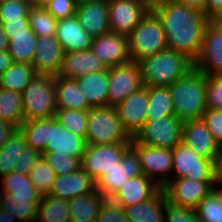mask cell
I'll return each instance as SVG.
<instances>
[{
  "mask_svg": "<svg viewBox=\"0 0 222 222\" xmlns=\"http://www.w3.org/2000/svg\"><path fill=\"white\" fill-rule=\"evenodd\" d=\"M152 10L162 21L168 48L194 61L211 19L204 12L176 0H152Z\"/></svg>",
  "mask_w": 222,
  "mask_h": 222,
  "instance_id": "6da1fadb",
  "label": "cell"
},
{
  "mask_svg": "<svg viewBox=\"0 0 222 222\" xmlns=\"http://www.w3.org/2000/svg\"><path fill=\"white\" fill-rule=\"evenodd\" d=\"M138 64L143 85L147 87L171 86L194 68L192 59L171 48L148 56Z\"/></svg>",
  "mask_w": 222,
  "mask_h": 222,
  "instance_id": "7a4b0ae2",
  "label": "cell"
},
{
  "mask_svg": "<svg viewBox=\"0 0 222 222\" xmlns=\"http://www.w3.org/2000/svg\"><path fill=\"white\" fill-rule=\"evenodd\" d=\"M208 77L193 68L188 74L169 86L175 116L184 123L202 118L206 107Z\"/></svg>",
  "mask_w": 222,
  "mask_h": 222,
  "instance_id": "3957f363",
  "label": "cell"
},
{
  "mask_svg": "<svg viewBox=\"0 0 222 222\" xmlns=\"http://www.w3.org/2000/svg\"><path fill=\"white\" fill-rule=\"evenodd\" d=\"M128 44L136 63L168 48L162 21L152 9L128 35Z\"/></svg>",
  "mask_w": 222,
  "mask_h": 222,
  "instance_id": "277c9868",
  "label": "cell"
},
{
  "mask_svg": "<svg viewBox=\"0 0 222 222\" xmlns=\"http://www.w3.org/2000/svg\"><path fill=\"white\" fill-rule=\"evenodd\" d=\"M21 96L24 121L55 116L56 90L53 75L36 74Z\"/></svg>",
  "mask_w": 222,
  "mask_h": 222,
  "instance_id": "5b68a950",
  "label": "cell"
},
{
  "mask_svg": "<svg viewBox=\"0 0 222 222\" xmlns=\"http://www.w3.org/2000/svg\"><path fill=\"white\" fill-rule=\"evenodd\" d=\"M87 145L131 142L132 138L123 130L115 106L93 107L88 110L86 133Z\"/></svg>",
  "mask_w": 222,
  "mask_h": 222,
  "instance_id": "8992f818",
  "label": "cell"
},
{
  "mask_svg": "<svg viewBox=\"0 0 222 222\" xmlns=\"http://www.w3.org/2000/svg\"><path fill=\"white\" fill-rule=\"evenodd\" d=\"M43 154L29 147L26 139L18 128L0 147V177L12 171L29 175L30 170Z\"/></svg>",
  "mask_w": 222,
  "mask_h": 222,
  "instance_id": "52a82bcc",
  "label": "cell"
},
{
  "mask_svg": "<svg viewBox=\"0 0 222 222\" xmlns=\"http://www.w3.org/2000/svg\"><path fill=\"white\" fill-rule=\"evenodd\" d=\"M172 161L171 178L214 181L217 165L212 160L197 155L183 142L172 149Z\"/></svg>",
  "mask_w": 222,
  "mask_h": 222,
  "instance_id": "ba28073f",
  "label": "cell"
},
{
  "mask_svg": "<svg viewBox=\"0 0 222 222\" xmlns=\"http://www.w3.org/2000/svg\"><path fill=\"white\" fill-rule=\"evenodd\" d=\"M131 147L138 155L142 174L162 189L171 180L172 149L146 146L137 143L133 138Z\"/></svg>",
  "mask_w": 222,
  "mask_h": 222,
  "instance_id": "9c48e42d",
  "label": "cell"
},
{
  "mask_svg": "<svg viewBox=\"0 0 222 222\" xmlns=\"http://www.w3.org/2000/svg\"><path fill=\"white\" fill-rule=\"evenodd\" d=\"M182 134L183 122L175 115H170L154 121L146 120L133 139L146 146L173 149L182 142Z\"/></svg>",
  "mask_w": 222,
  "mask_h": 222,
  "instance_id": "30bf717a",
  "label": "cell"
},
{
  "mask_svg": "<svg viewBox=\"0 0 222 222\" xmlns=\"http://www.w3.org/2000/svg\"><path fill=\"white\" fill-rule=\"evenodd\" d=\"M130 146L131 142L87 145L81 159V167L96 183L119 164L121 157Z\"/></svg>",
  "mask_w": 222,
  "mask_h": 222,
  "instance_id": "8fae6325",
  "label": "cell"
},
{
  "mask_svg": "<svg viewBox=\"0 0 222 222\" xmlns=\"http://www.w3.org/2000/svg\"><path fill=\"white\" fill-rule=\"evenodd\" d=\"M110 32L128 36L152 9V0H108Z\"/></svg>",
  "mask_w": 222,
  "mask_h": 222,
  "instance_id": "7c38bea8",
  "label": "cell"
},
{
  "mask_svg": "<svg viewBox=\"0 0 222 222\" xmlns=\"http://www.w3.org/2000/svg\"><path fill=\"white\" fill-rule=\"evenodd\" d=\"M194 68L206 75L222 73V20L207 24Z\"/></svg>",
  "mask_w": 222,
  "mask_h": 222,
  "instance_id": "4fadbf2b",
  "label": "cell"
},
{
  "mask_svg": "<svg viewBox=\"0 0 222 222\" xmlns=\"http://www.w3.org/2000/svg\"><path fill=\"white\" fill-rule=\"evenodd\" d=\"M142 86L141 70L135 61L109 67L108 105L116 106Z\"/></svg>",
  "mask_w": 222,
  "mask_h": 222,
  "instance_id": "5bb4252c",
  "label": "cell"
},
{
  "mask_svg": "<svg viewBox=\"0 0 222 222\" xmlns=\"http://www.w3.org/2000/svg\"><path fill=\"white\" fill-rule=\"evenodd\" d=\"M142 175L139 158L136 151L130 146L119 164L107 172L96 182V190L105 198H111L129 178Z\"/></svg>",
  "mask_w": 222,
  "mask_h": 222,
  "instance_id": "9a60e30c",
  "label": "cell"
},
{
  "mask_svg": "<svg viewBox=\"0 0 222 222\" xmlns=\"http://www.w3.org/2000/svg\"><path fill=\"white\" fill-rule=\"evenodd\" d=\"M213 182L171 178L162 189L170 204L195 209L200 200L213 189Z\"/></svg>",
  "mask_w": 222,
  "mask_h": 222,
  "instance_id": "2e32d148",
  "label": "cell"
},
{
  "mask_svg": "<svg viewBox=\"0 0 222 222\" xmlns=\"http://www.w3.org/2000/svg\"><path fill=\"white\" fill-rule=\"evenodd\" d=\"M149 101V87L142 86L115 106L123 130L134 138L145 124Z\"/></svg>",
  "mask_w": 222,
  "mask_h": 222,
  "instance_id": "e0dca14e",
  "label": "cell"
},
{
  "mask_svg": "<svg viewBox=\"0 0 222 222\" xmlns=\"http://www.w3.org/2000/svg\"><path fill=\"white\" fill-rule=\"evenodd\" d=\"M86 147L85 138L66 130L55 116L48 118V143L42 154H66L81 160Z\"/></svg>",
  "mask_w": 222,
  "mask_h": 222,
  "instance_id": "ac0fdd59",
  "label": "cell"
},
{
  "mask_svg": "<svg viewBox=\"0 0 222 222\" xmlns=\"http://www.w3.org/2000/svg\"><path fill=\"white\" fill-rule=\"evenodd\" d=\"M91 51L107 68L131 61L128 36L108 32L93 38Z\"/></svg>",
  "mask_w": 222,
  "mask_h": 222,
  "instance_id": "d6986e66",
  "label": "cell"
},
{
  "mask_svg": "<svg viewBox=\"0 0 222 222\" xmlns=\"http://www.w3.org/2000/svg\"><path fill=\"white\" fill-rule=\"evenodd\" d=\"M182 142L197 155L210 159L217 165L220 145L212 137L202 118L183 123Z\"/></svg>",
  "mask_w": 222,
  "mask_h": 222,
  "instance_id": "ffe728a7",
  "label": "cell"
},
{
  "mask_svg": "<svg viewBox=\"0 0 222 222\" xmlns=\"http://www.w3.org/2000/svg\"><path fill=\"white\" fill-rule=\"evenodd\" d=\"M31 65L36 74L57 76L64 51L56 36L37 37Z\"/></svg>",
  "mask_w": 222,
  "mask_h": 222,
  "instance_id": "44dd1931",
  "label": "cell"
},
{
  "mask_svg": "<svg viewBox=\"0 0 222 222\" xmlns=\"http://www.w3.org/2000/svg\"><path fill=\"white\" fill-rule=\"evenodd\" d=\"M81 26L94 38L110 32L108 0L77 5L75 14Z\"/></svg>",
  "mask_w": 222,
  "mask_h": 222,
  "instance_id": "7402d4cb",
  "label": "cell"
},
{
  "mask_svg": "<svg viewBox=\"0 0 222 222\" xmlns=\"http://www.w3.org/2000/svg\"><path fill=\"white\" fill-rule=\"evenodd\" d=\"M95 190V181L80 167L73 173L56 176L49 195L69 200Z\"/></svg>",
  "mask_w": 222,
  "mask_h": 222,
  "instance_id": "603a6c76",
  "label": "cell"
},
{
  "mask_svg": "<svg viewBox=\"0 0 222 222\" xmlns=\"http://www.w3.org/2000/svg\"><path fill=\"white\" fill-rule=\"evenodd\" d=\"M106 69L107 67L102 60L89 49L64 53L57 75L77 79L86 74L96 73Z\"/></svg>",
  "mask_w": 222,
  "mask_h": 222,
  "instance_id": "cb8c5ba5",
  "label": "cell"
},
{
  "mask_svg": "<svg viewBox=\"0 0 222 222\" xmlns=\"http://www.w3.org/2000/svg\"><path fill=\"white\" fill-rule=\"evenodd\" d=\"M55 36L64 53L89 50L93 41V37L81 26L76 15L58 20Z\"/></svg>",
  "mask_w": 222,
  "mask_h": 222,
  "instance_id": "d4e9b609",
  "label": "cell"
},
{
  "mask_svg": "<svg viewBox=\"0 0 222 222\" xmlns=\"http://www.w3.org/2000/svg\"><path fill=\"white\" fill-rule=\"evenodd\" d=\"M159 189V186L142 174L129 178L110 199L125 208L149 200Z\"/></svg>",
  "mask_w": 222,
  "mask_h": 222,
  "instance_id": "484cf974",
  "label": "cell"
},
{
  "mask_svg": "<svg viewBox=\"0 0 222 222\" xmlns=\"http://www.w3.org/2000/svg\"><path fill=\"white\" fill-rule=\"evenodd\" d=\"M76 81L91 108L108 106L109 68L78 77Z\"/></svg>",
  "mask_w": 222,
  "mask_h": 222,
  "instance_id": "4316f807",
  "label": "cell"
},
{
  "mask_svg": "<svg viewBox=\"0 0 222 222\" xmlns=\"http://www.w3.org/2000/svg\"><path fill=\"white\" fill-rule=\"evenodd\" d=\"M168 200L163 189H159L149 200L125 207L128 222H163Z\"/></svg>",
  "mask_w": 222,
  "mask_h": 222,
  "instance_id": "83f0119b",
  "label": "cell"
},
{
  "mask_svg": "<svg viewBox=\"0 0 222 222\" xmlns=\"http://www.w3.org/2000/svg\"><path fill=\"white\" fill-rule=\"evenodd\" d=\"M56 109L89 110L86 98L81 93L76 79L54 76Z\"/></svg>",
  "mask_w": 222,
  "mask_h": 222,
  "instance_id": "f1b7e54d",
  "label": "cell"
},
{
  "mask_svg": "<svg viewBox=\"0 0 222 222\" xmlns=\"http://www.w3.org/2000/svg\"><path fill=\"white\" fill-rule=\"evenodd\" d=\"M106 199L97 190L69 199L70 222H96Z\"/></svg>",
  "mask_w": 222,
  "mask_h": 222,
  "instance_id": "f546056e",
  "label": "cell"
},
{
  "mask_svg": "<svg viewBox=\"0 0 222 222\" xmlns=\"http://www.w3.org/2000/svg\"><path fill=\"white\" fill-rule=\"evenodd\" d=\"M0 180V193H8L15 197L29 198L32 202H40L42 195L31 183L29 175H24L18 171H12Z\"/></svg>",
  "mask_w": 222,
  "mask_h": 222,
  "instance_id": "4dcf8cb0",
  "label": "cell"
},
{
  "mask_svg": "<svg viewBox=\"0 0 222 222\" xmlns=\"http://www.w3.org/2000/svg\"><path fill=\"white\" fill-rule=\"evenodd\" d=\"M37 36L31 30L25 33L9 34L8 53L13 62L31 64L36 51Z\"/></svg>",
  "mask_w": 222,
  "mask_h": 222,
  "instance_id": "1f68e13d",
  "label": "cell"
},
{
  "mask_svg": "<svg viewBox=\"0 0 222 222\" xmlns=\"http://www.w3.org/2000/svg\"><path fill=\"white\" fill-rule=\"evenodd\" d=\"M35 75L31 64L13 62L0 76V88L21 94Z\"/></svg>",
  "mask_w": 222,
  "mask_h": 222,
  "instance_id": "d6a6232c",
  "label": "cell"
},
{
  "mask_svg": "<svg viewBox=\"0 0 222 222\" xmlns=\"http://www.w3.org/2000/svg\"><path fill=\"white\" fill-rule=\"evenodd\" d=\"M40 202H32L29 198L15 197L8 193H0V208L7 211L19 222H34L37 206Z\"/></svg>",
  "mask_w": 222,
  "mask_h": 222,
  "instance_id": "836d02e7",
  "label": "cell"
},
{
  "mask_svg": "<svg viewBox=\"0 0 222 222\" xmlns=\"http://www.w3.org/2000/svg\"><path fill=\"white\" fill-rule=\"evenodd\" d=\"M170 115H175V112L169 86L149 87L147 120L154 121Z\"/></svg>",
  "mask_w": 222,
  "mask_h": 222,
  "instance_id": "e575fe53",
  "label": "cell"
},
{
  "mask_svg": "<svg viewBox=\"0 0 222 222\" xmlns=\"http://www.w3.org/2000/svg\"><path fill=\"white\" fill-rule=\"evenodd\" d=\"M68 200L42 196L37 206L36 222H70Z\"/></svg>",
  "mask_w": 222,
  "mask_h": 222,
  "instance_id": "d590c367",
  "label": "cell"
},
{
  "mask_svg": "<svg viewBox=\"0 0 222 222\" xmlns=\"http://www.w3.org/2000/svg\"><path fill=\"white\" fill-rule=\"evenodd\" d=\"M0 120L20 127L24 121L20 93L0 88Z\"/></svg>",
  "mask_w": 222,
  "mask_h": 222,
  "instance_id": "8d00e7d4",
  "label": "cell"
},
{
  "mask_svg": "<svg viewBox=\"0 0 222 222\" xmlns=\"http://www.w3.org/2000/svg\"><path fill=\"white\" fill-rule=\"evenodd\" d=\"M19 129L29 147L41 153L45 151L48 143V118L23 121Z\"/></svg>",
  "mask_w": 222,
  "mask_h": 222,
  "instance_id": "74e56055",
  "label": "cell"
},
{
  "mask_svg": "<svg viewBox=\"0 0 222 222\" xmlns=\"http://www.w3.org/2000/svg\"><path fill=\"white\" fill-rule=\"evenodd\" d=\"M28 20L29 27L37 37L56 35L58 20H56L45 7L31 5Z\"/></svg>",
  "mask_w": 222,
  "mask_h": 222,
  "instance_id": "f35d334b",
  "label": "cell"
},
{
  "mask_svg": "<svg viewBox=\"0 0 222 222\" xmlns=\"http://www.w3.org/2000/svg\"><path fill=\"white\" fill-rule=\"evenodd\" d=\"M55 118L66 130L86 138L88 110L56 109Z\"/></svg>",
  "mask_w": 222,
  "mask_h": 222,
  "instance_id": "ab89813d",
  "label": "cell"
},
{
  "mask_svg": "<svg viewBox=\"0 0 222 222\" xmlns=\"http://www.w3.org/2000/svg\"><path fill=\"white\" fill-rule=\"evenodd\" d=\"M54 169L49 166V163L42 155L30 170L29 178L31 183L37 188L38 192L42 195H49L52 184L56 179Z\"/></svg>",
  "mask_w": 222,
  "mask_h": 222,
  "instance_id": "60d3db41",
  "label": "cell"
},
{
  "mask_svg": "<svg viewBox=\"0 0 222 222\" xmlns=\"http://www.w3.org/2000/svg\"><path fill=\"white\" fill-rule=\"evenodd\" d=\"M200 222H222V201L212 189L195 208Z\"/></svg>",
  "mask_w": 222,
  "mask_h": 222,
  "instance_id": "b9f144b4",
  "label": "cell"
},
{
  "mask_svg": "<svg viewBox=\"0 0 222 222\" xmlns=\"http://www.w3.org/2000/svg\"><path fill=\"white\" fill-rule=\"evenodd\" d=\"M43 156L57 176L73 173L81 167L80 159L66 154H43Z\"/></svg>",
  "mask_w": 222,
  "mask_h": 222,
  "instance_id": "7bdbcfd3",
  "label": "cell"
},
{
  "mask_svg": "<svg viewBox=\"0 0 222 222\" xmlns=\"http://www.w3.org/2000/svg\"><path fill=\"white\" fill-rule=\"evenodd\" d=\"M206 107L222 110V73L207 75Z\"/></svg>",
  "mask_w": 222,
  "mask_h": 222,
  "instance_id": "ee69618b",
  "label": "cell"
},
{
  "mask_svg": "<svg viewBox=\"0 0 222 222\" xmlns=\"http://www.w3.org/2000/svg\"><path fill=\"white\" fill-rule=\"evenodd\" d=\"M30 2H6L0 3V22L9 20H28Z\"/></svg>",
  "mask_w": 222,
  "mask_h": 222,
  "instance_id": "f6af8a7d",
  "label": "cell"
},
{
  "mask_svg": "<svg viewBox=\"0 0 222 222\" xmlns=\"http://www.w3.org/2000/svg\"><path fill=\"white\" fill-rule=\"evenodd\" d=\"M163 222H200L195 209L178 207L167 202Z\"/></svg>",
  "mask_w": 222,
  "mask_h": 222,
  "instance_id": "bcb514c9",
  "label": "cell"
},
{
  "mask_svg": "<svg viewBox=\"0 0 222 222\" xmlns=\"http://www.w3.org/2000/svg\"><path fill=\"white\" fill-rule=\"evenodd\" d=\"M96 222H128L124 208L107 198L99 211Z\"/></svg>",
  "mask_w": 222,
  "mask_h": 222,
  "instance_id": "7dc6e473",
  "label": "cell"
},
{
  "mask_svg": "<svg viewBox=\"0 0 222 222\" xmlns=\"http://www.w3.org/2000/svg\"><path fill=\"white\" fill-rule=\"evenodd\" d=\"M45 8L56 20H61L74 16L77 4L74 0H51Z\"/></svg>",
  "mask_w": 222,
  "mask_h": 222,
  "instance_id": "c3c4849f",
  "label": "cell"
},
{
  "mask_svg": "<svg viewBox=\"0 0 222 222\" xmlns=\"http://www.w3.org/2000/svg\"><path fill=\"white\" fill-rule=\"evenodd\" d=\"M203 121L212 137L217 143L222 145V110L219 109H207L202 115Z\"/></svg>",
  "mask_w": 222,
  "mask_h": 222,
  "instance_id": "681fc988",
  "label": "cell"
},
{
  "mask_svg": "<svg viewBox=\"0 0 222 222\" xmlns=\"http://www.w3.org/2000/svg\"><path fill=\"white\" fill-rule=\"evenodd\" d=\"M4 32L9 38V34L25 33L30 29L29 20H9L6 23H2Z\"/></svg>",
  "mask_w": 222,
  "mask_h": 222,
  "instance_id": "f907efd6",
  "label": "cell"
},
{
  "mask_svg": "<svg viewBox=\"0 0 222 222\" xmlns=\"http://www.w3.org/2000/svg\"><path fill=\"white\" fill-rule=\"evenodd\" d=\"M205 14L211 20H222V0H206Z\"/></svg>",
  "mask_w": 222,
  "mask_h": 222,
  "instance_id": "816d5d0a",
  "label": "cell"
},
{
  "mask_svg": "<svg viewBox=\"0 0 222 222\" xmlns=\"http://www.w3.org/2000/svg\"><path fill=\"white\" fill-rule=\"evenodd\" d=\"M18 129L17 126L0 120V147L11 137V135Z\"/></svg>",
  "mask_w": 222,
  "mask_h": 222,
  "instance_id": "f5cc1de1",
  "label": "cell"
},
{
  "mask_svg": "<svg viewBox=\"0 0 222 222\" xmlns=\"http://www.w3.org/2000/svg\"><path fill=\"white\" fill-rule=\"evenodd\" d=\"M12 56L7 50L0 51V76L12 65Z\"/></svg>",
  "mask_w": 222,
  "mask_h": 222,
  "instance_id": "db71d44e",
  "label": "cell"
},
{
  "mask_svg": "<svg viewBox=\"0 0 222 222\" xmlns=\"http://www.w3.org/2000/svg\"><path fill=\"white\" fill-rule=\"evenodd\" d=\"M176 1L205 13L206 0H176Z\"/></svg>",
  "mask_w": 222,
  "mask_h": 222,
  "instance_id": "11a10c76",
  "label": "cell"
},
{
  "mask_svg": "<svg viewBox=\"0 0 222 222\" xmlns=\"http://www.w3.org/2000/svg\"><path fill=\"white\" fill-rule=\"evenodd\" d=\"M213 190L222 201V173L217 170L214 175Z\"/></svg>",
  "mask_w": 222,
  "mask_h": 222,
  "instance_id": "9f6ffc18",
  "label": "cell"
},
{
  "mask_svg": "<svg viewBox=\"0 0 222 222\" xmlns=\"http://www.w3.org/2000/svg\"><path fill=\"white\" fill-rule=\"evenodd\" d=\"M9 38L4 32L2 23L0 22V51L8 49Z\"/></svg>",
  "mask_w": 222,
  "mask_h": 222,
  "instance_id": "6f0895ef",
  "label": "cell"
},
{
  "mask_svg": "<svg viewBox=\"0 0 222 222\" xmlns=\"http://www.w3.org/2000/svg\"><path fill=\"white\" fill-rule=\"evenodd\" d=\"M0 222H19L14 216L9 214L7 211L0 208Z\"/></svg>",
  "mask_w": 222,
  "mask_h": 222,
  "instance_id": "680465c9",
  "label": "cell"
},
{
  "mask_svg": "<svg viewBox=\"0 0 222 222\" xmlns=\"http://www.w3.org/2000/svg\"><path fill=\"white\" fill-rule=\"evenodd\" d=\"M51 0H30L32 6L46 7Z\"/></svg>",
  "mask_w": 222,
  "mask_h": 222,
  "instance_id": "91938a15",
  "label": "cell"
},
{
  "mask_svg": "<svg viewBox=\"0 0 222 222\" xmlns=\"http://www.w3.org/2000/svg\"><path fill=\"white\" fill-rule=\"evenodd\" d=\"M217 171L222 173V145L220 146L219 159L217 162Z\"/></svg>",
  "mask_w": 222,
  "mask_h": 222,
  "instance_id": "94428289",
  "label": "cell"
},
{
  "mask_svg": "<svg viewBox=\"0 0 222 222\" xmlns=\"http://www.w3.org/2000/svg\"><path fill=\"white\" fill-rule=\"evenodd\" d=\"M6 2H30V0H0V3H6Z\"/></svg>",
  "mask_w": 222,
  "mask_h": 222,
  "instance_id": "6125c7cd",
  "label": "cell"
},
{
  "mask_svg": "<svg viewBox=\"0 0 222 222\" xmlns=\"http://www.w3.org/2000/svg\"><path fill=\"white\" fill-rule=\"evenodd\" d=\"M89 1H93V0H74V2L79 5V4H82V3H86V2H89Z\"/></svg>",
  "mask_w": 222,
  "mask_h": 222,
  "instance_id": "be15d7a7",
  "label": "cell"
}]
</instances>
